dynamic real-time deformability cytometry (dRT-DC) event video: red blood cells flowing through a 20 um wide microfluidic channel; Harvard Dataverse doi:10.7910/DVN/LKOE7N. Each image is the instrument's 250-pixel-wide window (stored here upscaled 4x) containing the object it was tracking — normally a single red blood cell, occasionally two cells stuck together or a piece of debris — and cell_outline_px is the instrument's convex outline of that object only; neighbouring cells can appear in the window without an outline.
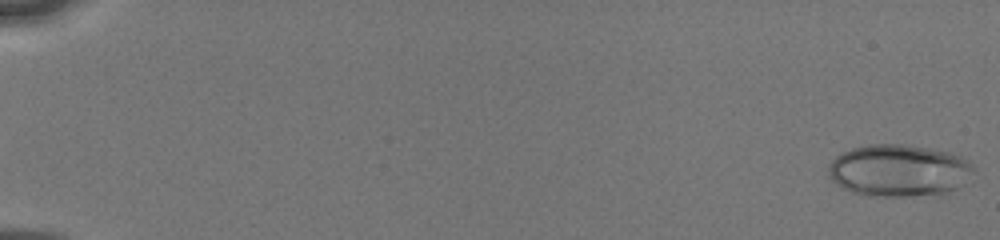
{"species": "human", "species_latin": "Homo sapiens", "temperature_condition": "cold", "stored_images_in_passage": 25, "camera_frame_rate_fps": 3000, "um_per_image_px": 0.085, "donor": {"sex": "male"}, "frame": {"image": 1, "passage_image": 1, "time_ms": 0.0, "image_size_px": [1000, 240], "cell_outline_px": [[976, 168], [956, 188], [948, 192], [908, 196], [872, 196], [852, 192], [836, 184], [828, 176], [828, 168], [832, 160], [836, 156], [852, 148], [872, 144], [904, 144], [928, 148], [948, 152], [960, 156], [968, 160]], "centroid_in_image_um": [76.37, 14.48], "position_along_channel_um": 8.6, "area_um2": 43.7}}